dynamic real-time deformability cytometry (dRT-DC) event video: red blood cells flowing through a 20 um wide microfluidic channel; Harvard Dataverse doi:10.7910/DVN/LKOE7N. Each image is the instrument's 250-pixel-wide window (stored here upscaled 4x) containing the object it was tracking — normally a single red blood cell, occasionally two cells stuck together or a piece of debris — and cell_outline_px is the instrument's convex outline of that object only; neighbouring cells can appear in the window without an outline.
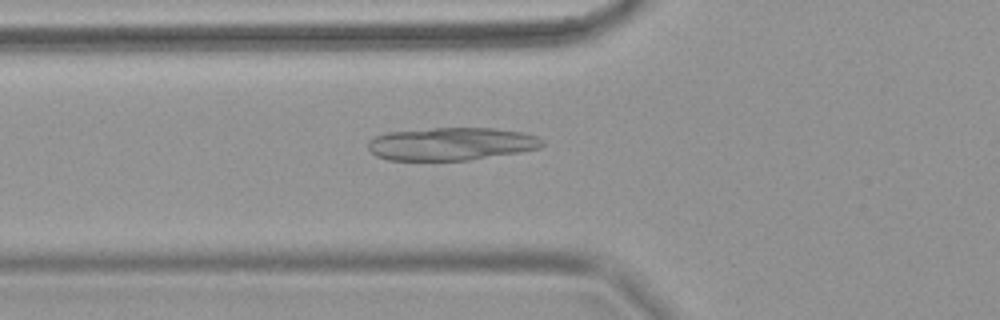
{"species": "common noctule bat (a hibernating species)", "species_latin": "Nyctalus noctula", "temperature_condition": "warm", "stored_images_in_passage": 41, "camera_frame_rate_fps": 3000, "um_per_image_px": 0.085, "animal": {"sex": "female", "body_mass_g": 18.4}, "frame": {"image": 1, "passage_image": 2, "time_ms": 0.333, "image_size_px": [1000, 320], "cell_outline_px": [[544, 144], [540, 148], [520, 152], [468, 160], [388, 160], [376, 156], [368, 148], [368, 140], [376, 136], [388, 132], [432, 128], [492, 128], [524, 132], [536, 136], [544, 140]], "centroid_in_image_um": [38.37, 12.23], "position_along_channel_um": 87.4, "area_um2": 33.41}}
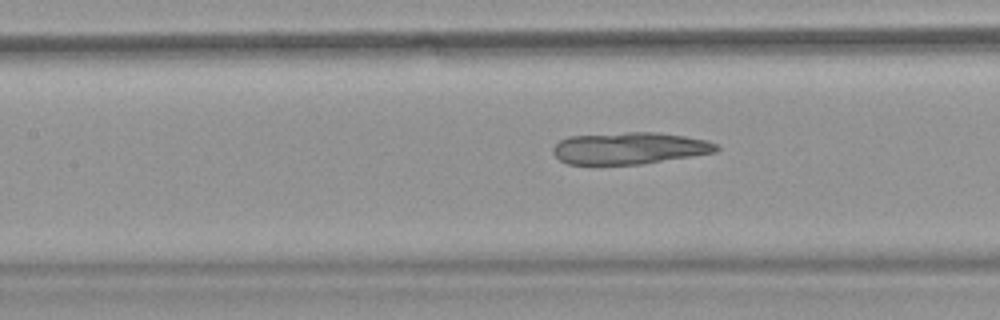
{"frame": {"image": 2, "passage_image": 8, "time_ms": 2.333, "image_size_px": [1000, 320], "cell_outline_px": [[720, 148], [716, 152], [692, 156], [640, 164], [568, 164], [560, 160], [552, 152], [552, 148], [560, 140], [568, 136], [628, 132], [656, 132], [684, 136], [708, 140], [716, 144]], "centroid_in_image_um": [53.5, 12.59], "position_along_channel_um": 153.9, "area_um2": 30.29}}
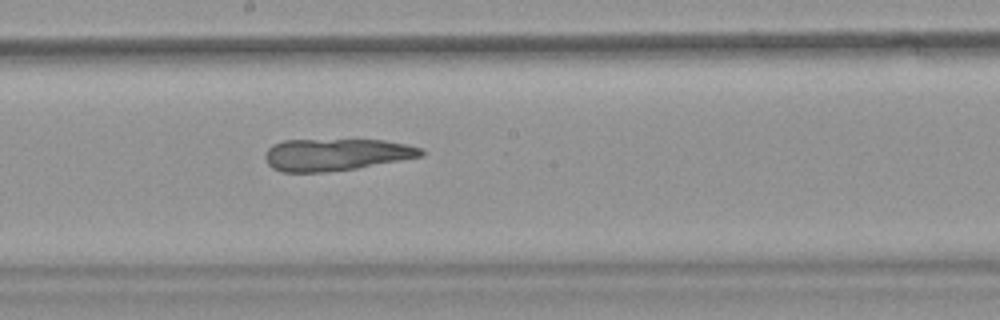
{"frame": {"image": 3, "passage_image": 14, "time_ms": 4.333, "image_size_px": [1000, 320], "cell_outline_px": [[424, 156], [356, 168], [328, 172], [280, 172], [272, 168], [268, 164], [264, 156], [264, 152], [272, 144], [284, 140], [384, 140], [408, 144], [424, 148]], "centroid_in_image_um": [28.56, 13.14], "position_along_channel_um": 219.6, "area_um2": 29.36}}